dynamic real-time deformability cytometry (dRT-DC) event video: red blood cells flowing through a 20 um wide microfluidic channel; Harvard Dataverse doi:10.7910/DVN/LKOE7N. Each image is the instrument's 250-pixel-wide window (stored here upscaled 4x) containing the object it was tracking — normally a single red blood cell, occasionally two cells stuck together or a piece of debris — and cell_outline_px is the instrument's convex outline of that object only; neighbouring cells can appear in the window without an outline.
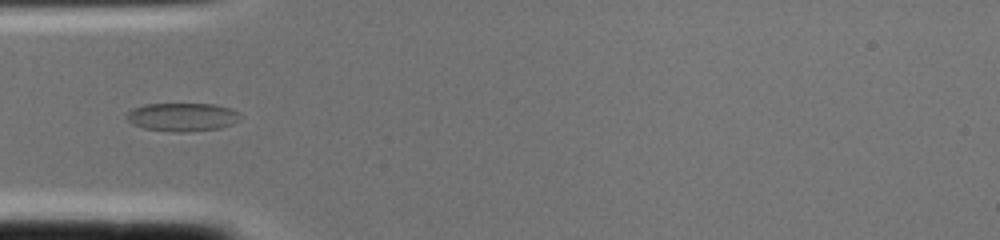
{"species": "common noctule bat (a hibernating species)", "species_latin": "Nyctalus noctula", "temperature_condition": "cold", "stored_images_in_passage": 2, "camera_frame_rate_fps": 3000, "um_per_image_px": 0.085, "animal": {"sex": "female", "body_mass_g": 22.0, "forearm_length_mm": 56.7}, "frame": {"image": 1, "passage_image": 2, "time_ms": 0.333, "image_size_px": [1000, 240], "cell_outline_px": [[240, 120], [232, 124], [220, 128], [184, 132], [176, 132], [144, 128], [132, 124], [124, 116], [132, 108], [144, 104], [216, 104], [232, 108], [240, 116]], "centroid_in_image_um": [15.48, 9.94], "position_along_channel_um": 69.5, "area_um2": 18.84}}